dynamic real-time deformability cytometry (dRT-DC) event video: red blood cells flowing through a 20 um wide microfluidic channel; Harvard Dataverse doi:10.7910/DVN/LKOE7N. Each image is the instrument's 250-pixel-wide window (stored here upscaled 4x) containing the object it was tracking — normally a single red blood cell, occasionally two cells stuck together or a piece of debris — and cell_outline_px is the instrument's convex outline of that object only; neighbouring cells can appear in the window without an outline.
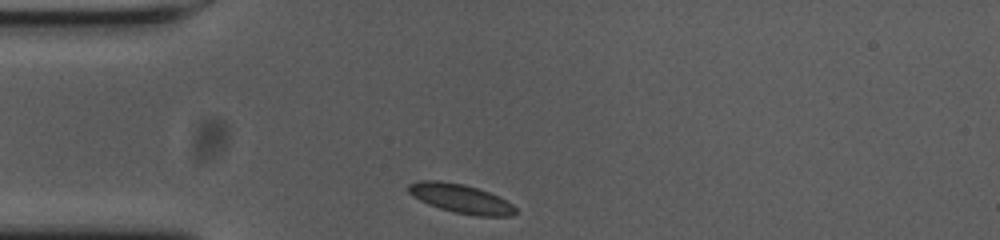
{"species": "common noctule bat (a hibernating species)", "species_latin": "Nyctalus noctula", "temperature_condition": "cold", "stored_images_in_passage": 31, "camera_frame_rate_fps": 3000, "um_per_image_px": 0.085, "animal": {"sex": "female", "body_mass_g": 23.0, "forearm_length_mm": 53.4}, "frame": {"image": 1, "passage_image": 1, "time_ms": 0.0, "image_size_px": [1000, 240], "cell_outline_px": [[516, 212], [512, 216], [476, 216], [452, 212], [428, 204], [412, 196], [408, 192], [408, 184], [420, 180], [440, 180], [464, 184], [488, 192], [512, 204], [516, 208]], "centroid_in_image_um": [39.13, 16.88], "position_along_channel_um": 45.9, "area_um2": 18.03}}
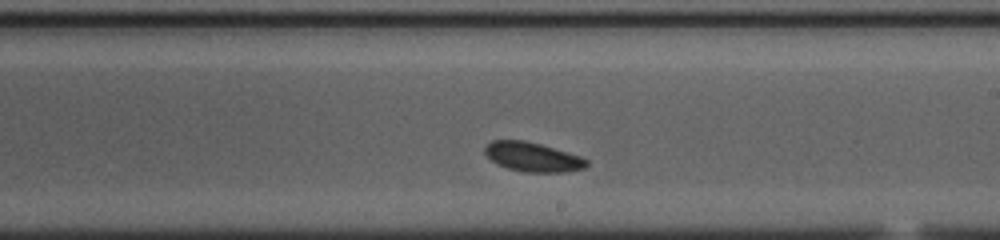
{"frame": {"image": 2, "passage_image": 19, "time_ms": 6.0, "image_size_px": [1000, 240], "cell_outline_px": [[588, 164], [584, 168], [568, 172], [524, 172], [508, 168], [496, 164], [484, 152], [484, 148], [492, 140], [524, 140], [540, 144], [568, 152], [580, 156], [588, 160]], "centroid_in_image_um": [45.28, 13.35], "position_along_channel_um": 243.7, "area_um2": 17.34}}
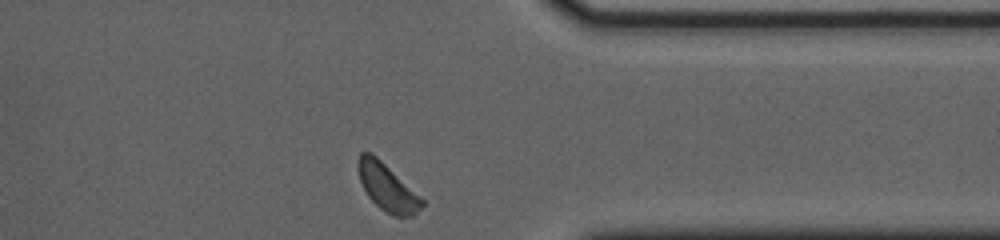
{"frame": {"image": 3, "passage_image": 31, "time_ms": 10.0, "image_size_px": [1000, 240], "cell_outline_px": [[424, 204], [416, 216], [392, 216], [380, 208], [368, 196], [360, 180], [356, 164], [360, 152], [368, 152], [376, 156], [420, 196], [424, 200]], "centroid_in_image_um": [32.92, 15.94], "position_along_channel_um": 378.5, "area_um2": 17.4}, "authors_computed_cell_mechanics": {"area_um2": 17.3978, "velocity_mm_per_s": 3.589, "shape_relaxation_time_tau1_ms": 2.3005, "shape_relaxation_time_tau2_ms": null, "deformation_change_tau1": 0.093, "deformation_change_tau2": null}}